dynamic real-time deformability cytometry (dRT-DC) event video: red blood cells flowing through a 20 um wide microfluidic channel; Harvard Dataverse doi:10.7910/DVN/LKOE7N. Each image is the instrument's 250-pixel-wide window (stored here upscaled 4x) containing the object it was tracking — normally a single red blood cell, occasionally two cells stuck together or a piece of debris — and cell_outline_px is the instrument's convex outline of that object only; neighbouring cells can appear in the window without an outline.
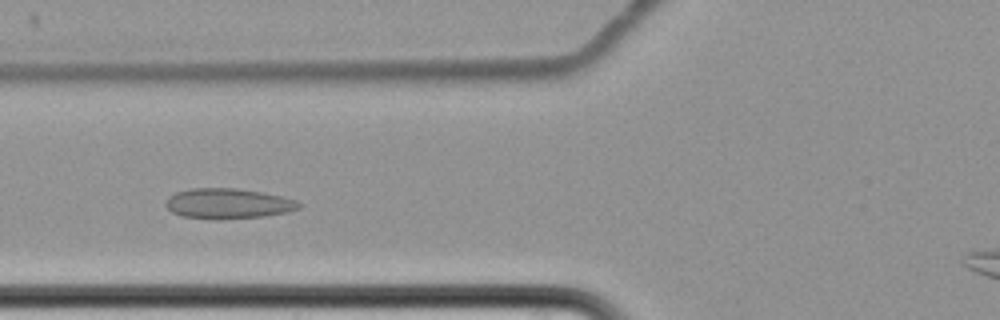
{"species": "common noctule bat (a hibernating species)", "species_latin": "Nyctalus noctula", "temperature_condition": "cold", "stored_images_in_passage": 7, "camera_frame_rate_fps": 3000, "um_per_image_px": 0.085, "animal": {"sex": "female", "body_mass_g": 22.7, "forearm_length_mm": 54.2}, "frame": {"image": 1, "passage_image": 6, "time_ms": 6.333, "image_size_px": [1000, 320], "cell_outline_px": [[304, 204], [300, 208], [288, 212], [264, 216], [184, 216], [172, 212], [164, 204], [168, 196], [176, 192], [192, 188], [236, 188], [264, 192], [296, 200]], "centroid_in_image_um": [19.43, 17.24], "position_along_channel_um": 106.4, "area_um2": 22.54}}
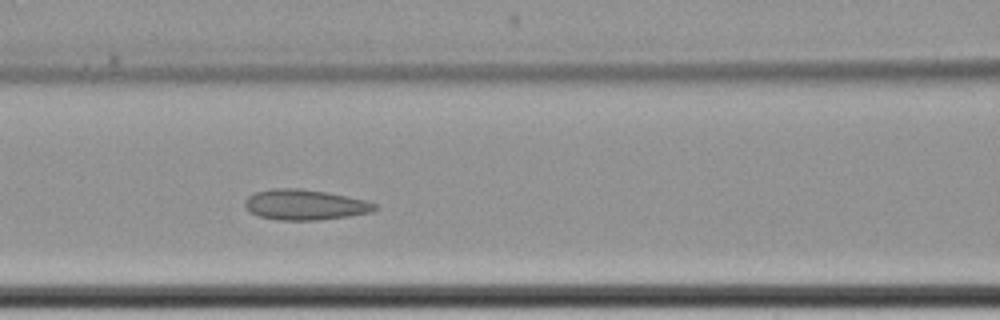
{"frame": {"image": 2, "passage_image": 7, "time_ms": 7.333, "image_size_px": [1000, 320], "cell_outline_px": [[380, 208], [372, 212], [348, 216], [316, 220], [280, 220], [260, 216], [252, 212], [244, 204], [244, 200], [248, 196], [256, 192], [272, 188], [296, 188], [328, 192], [348, 196], [364, 200], [376, 204]], "centroid_in_image_um": [25.95, 17.39], "position_along_channel_um": 140.6, "area_um2": 22.95}}